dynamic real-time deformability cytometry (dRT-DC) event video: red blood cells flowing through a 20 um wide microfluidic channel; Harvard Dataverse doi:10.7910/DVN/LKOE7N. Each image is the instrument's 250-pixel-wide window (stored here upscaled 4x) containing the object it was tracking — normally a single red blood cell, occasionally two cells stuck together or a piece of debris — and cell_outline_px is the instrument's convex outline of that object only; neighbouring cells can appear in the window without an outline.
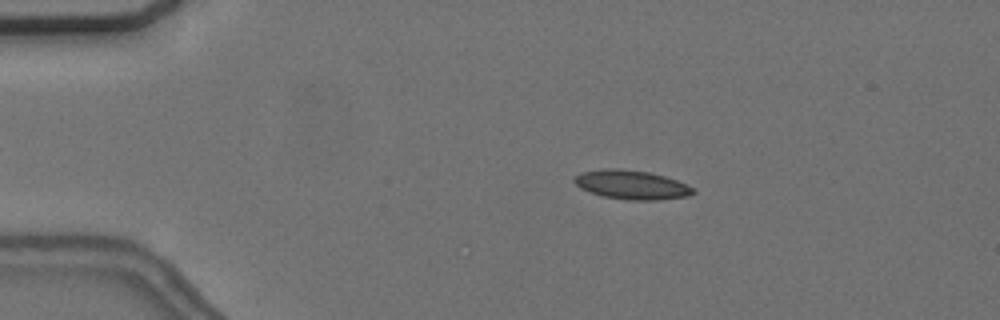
{"species": "common noctule bat (a hibernating species)", "species_latin": "Nyctalus noctula", "temperature_condition": "cold", "stored_images_in_passage": 6, "camera_frame_rate_fps": 3000, "um_per_image_px": 0.085, "animal": {"sex": "female", "body_mass_g": 24.6, "forearm_length_mm": 56.2}, "frame": {"image": 1, "passage_image": 2, "time_ms": 1.333, "image_size_px": [1000, 320], "cell_outline_px": [[696, 192], [688, 196], [656, 200], [628, 200], [604, 196], [580, 188], [572, 180], [580, 172], [604, 168], [616, 168], [648, 172], [664, 176], [676, 180], [692, 188]], "centroid_in_image_um": [53.65, 15.7], "position_along_channel_um": 31.3, "area_um2": 19.88}}
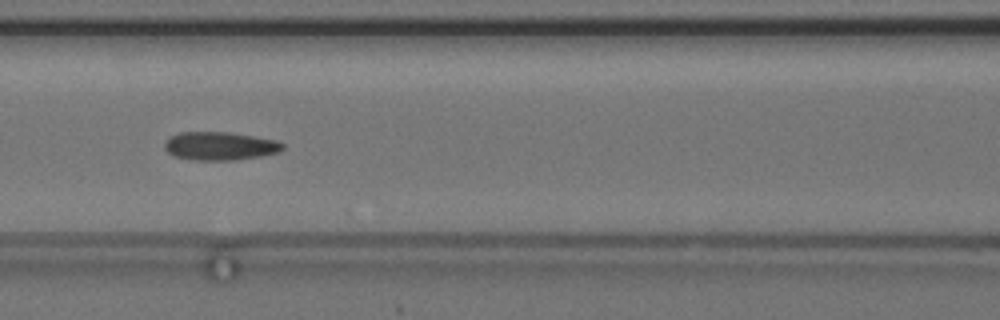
{"frame": {"image": 2, "passage_image": 6, "time_ms": 6.0, "image_size_px": [1000, 320], "cell_outline_px": [[284, 148], [280, 152], [260, 156], [236, 160], [192, 160], [176, 156], [168, 152], [164, 148], [164, 144], [172, 136], [180, 132], [228, 132], [276, 140], [284, 144]], "centroid_in_image_um": [18.72, 12.41], "position_along_channel_um": 147.9, "area_um2": 19.36}}